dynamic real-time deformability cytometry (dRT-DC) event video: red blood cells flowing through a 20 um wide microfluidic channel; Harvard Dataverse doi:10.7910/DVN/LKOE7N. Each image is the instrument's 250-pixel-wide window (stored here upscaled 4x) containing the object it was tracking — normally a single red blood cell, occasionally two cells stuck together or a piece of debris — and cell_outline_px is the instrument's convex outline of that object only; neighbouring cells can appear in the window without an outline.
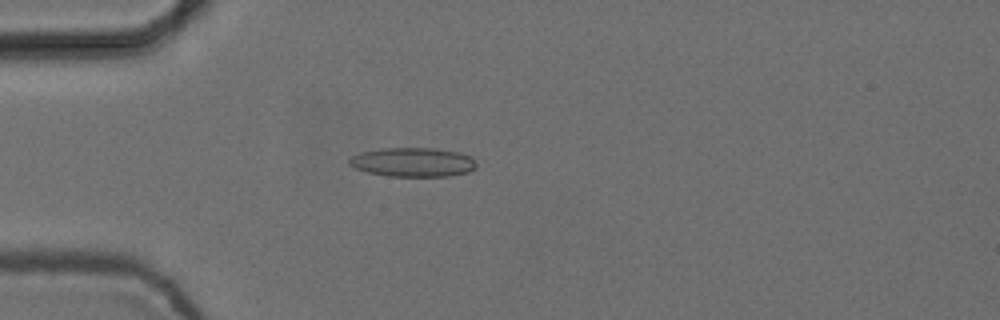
{"species": "common noctule bat (a hibernating species)", "species_latin": "Nyctalus noctula", "temperature_condition": "cold", "stored_images_in_passage": 5, "camera_frame_rate_fps": 3000, "um_per_image_px": 0.085, "animal": {"sex": "female", "body_mass_g": 24.6, "forearm_length_mm": 56.2}, "frame": {"image": 1, "passage_image": 5, "time_ms": 1.333, "image_size_px": [1000, 320], "cell_outline_px": [[476, 168], [468, 172], [448, 176], [388, 176], [368, 172], [356, 168], [348, 164], [348, 160], [352, 156], [360, 152], [380, 148], [436, 148], [460, 152], [472, 156], [476, 164]], "centroid_in_image_um": [35.11, 13.77], "position_along_channel_um": 49.9, "area_um2": 21.73}}